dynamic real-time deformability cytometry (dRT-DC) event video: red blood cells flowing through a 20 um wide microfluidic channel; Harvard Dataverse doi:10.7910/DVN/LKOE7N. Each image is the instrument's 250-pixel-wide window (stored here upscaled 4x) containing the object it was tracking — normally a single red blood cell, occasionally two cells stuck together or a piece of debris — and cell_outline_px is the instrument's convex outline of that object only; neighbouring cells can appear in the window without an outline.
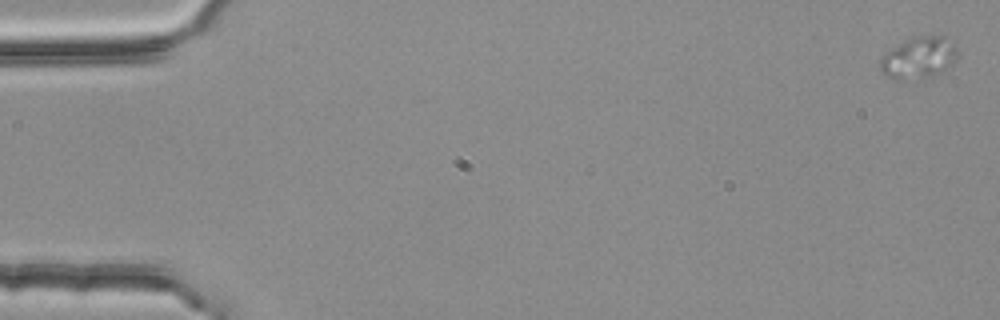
{"species": "common noctule bat (a hibernating species)", "species_latin": "Nyctalus noctula", "temperature_condition": "room temperature", "stored_images_in_passage": 5, "camera_frame_rate_fps": 3000, "um_per_image_px": 0.085, "animal": {"sex": "female", "body_mass_g": 25.1}, "frame": {"image": 1, "passage_image": 1, "time_ms": 0.0, "image_size_px": [1000, 320], "cell_outline_px": [[960, 56], [952, 64], [932, 76], [916, 84], [912, 84], [896, 80], [880, 72], [880, 60], [892, 48], [904, 40], [912, 36], [944, 36], [956, 48]], "centroid_in_image_um": [78.08, 4.98], "position_along_channel_um": 6.9, "area_um2": 19.36}}